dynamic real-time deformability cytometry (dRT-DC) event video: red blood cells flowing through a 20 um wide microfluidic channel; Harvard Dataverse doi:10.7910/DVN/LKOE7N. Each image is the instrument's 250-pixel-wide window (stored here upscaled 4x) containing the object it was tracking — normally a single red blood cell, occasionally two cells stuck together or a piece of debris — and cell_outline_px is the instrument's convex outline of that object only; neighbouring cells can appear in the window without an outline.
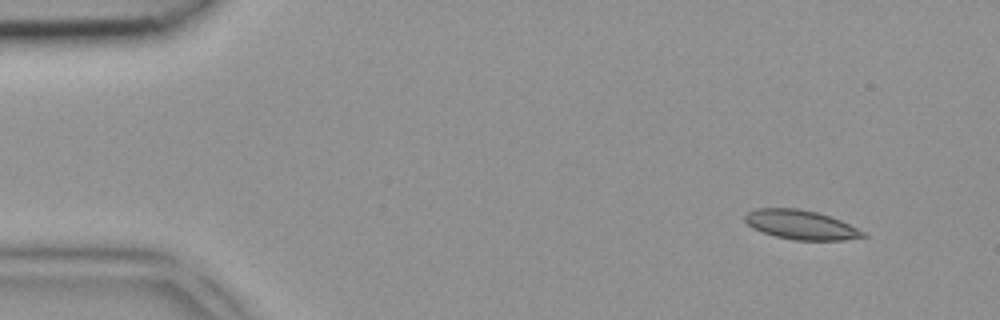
{"species": "common noctule bat (a hibernating species)", "species_latin": "Nyctalus noctula", "temperature_condition": "room temperature", "stored_images_in_passage": 3, "camera_frame_rate_fps": 3000, "um_per_image_px": 0.085, "animal": {"sex": "female", "body_mass_g": 18.4}, "frame": {"image": 1, "passage_image": 1, "time_ms": 0.0, "image_size_px": [1000, 320], "cell_outline_px": [[868, 236], [844, 240], [792, 240], [760, 232], [752, 228], [744, 220], [744, 216], [748, 212], [756, 208], [796, 208], [816, 212], [840, 220], [868, 232]], "centroid_in_image_um": [68.09, 19.11], "position_along_channel_um": 16.9, "area_um2": 20.29}}